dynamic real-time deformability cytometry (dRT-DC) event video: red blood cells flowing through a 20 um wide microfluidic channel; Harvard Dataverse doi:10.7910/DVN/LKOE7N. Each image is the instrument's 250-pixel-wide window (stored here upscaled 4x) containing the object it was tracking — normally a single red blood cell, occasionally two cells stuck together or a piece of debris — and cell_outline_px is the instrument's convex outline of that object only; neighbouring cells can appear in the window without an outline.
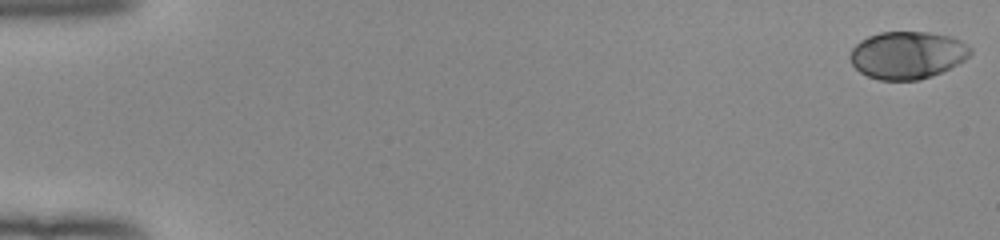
{"species": "human", "species_latin": "Homo sapiens", "temperature_condition": "room temperature", "stored_images_in_passage": 53, "camera_frame_rate_fps": 3000, "um_per_image_px": 0.085, "donor": {"sex": "female"}, "frame": {"image": 1, "passage_image": 1, "time_ms": 0.0, "image_size_px": [1000, 240], "cell_outline_px": [[972, 52], [964, 60], [940, 72], [920, 80], [880, 80], [868, 76], [860, 72], [852, 64], [848, 56], [852, 48], [860, 40], [868, 36], [880, 32], [928, 32], [952, 36], [968, 44], [972, 48]], "centroid_in_image_um": [77.11, 4.67], "position_along_channel_um": 7.9, "area_um2": 33.35}}
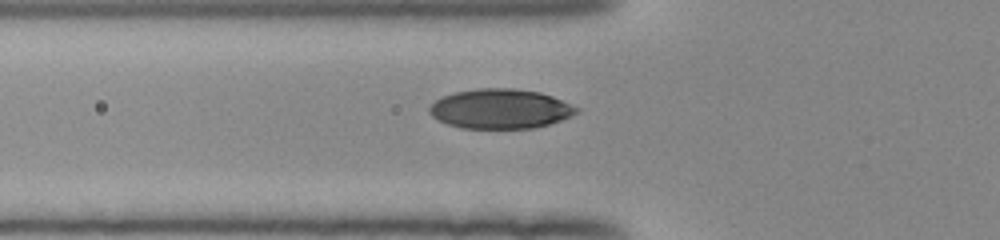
{"frame": {"image": 2, "passage_image": 20, "time_ms": 6.333, "image_size_px": [1000, 240], "cell_outline_px": [[580, 108], [572, 116], [548, 124], [532, 128], [460, 128], [448, 124], [432, 116], [428, 112], [428, 108], [440, 96], [456, 92], [476, 88], [516, 88], [540, 92], [552, 96]], "centroid_in_image_um": [42.51, 9.24], "position_along_channel_um": 83.3, "area_um2": 33.99}}
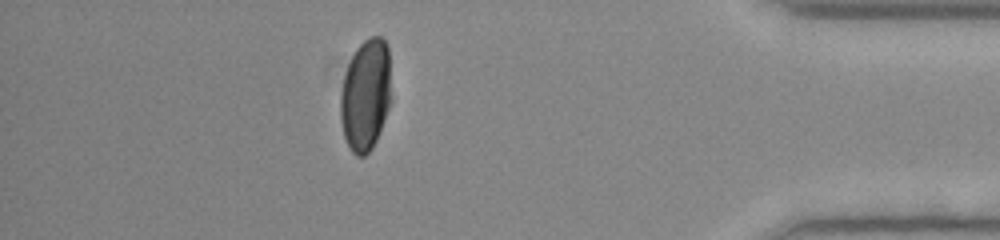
{"frame": {"image": 3, "passage_image": 47, "time_ms": 15.333, "image_size_px": [1000, 240], "cell_outline_px": [[388, 108], [376, 140], [372, 148], [364, 156], [356, 156], [352, 152], [344, 136], [340, 120], [340, 96], [344, 72], [356, 48], [364, 40], [372, 36], [380, 36], [388, 44]], "centroid_in_image_um": [31.02, 8.07], "position_along_channel_um": 404.2, "area_um2": 32.43}, "authors_computed_cell_mechanics": {"area_um2": 33.524, "velocity_mm_per_s": 3.9699, "shape_relaxation_time_tau1_ms": 3.5273, "shape_relaxation_time_tau2_ms": null, "deformation_change_tau1": 0.1646, "deformation_change_tau2": null}}